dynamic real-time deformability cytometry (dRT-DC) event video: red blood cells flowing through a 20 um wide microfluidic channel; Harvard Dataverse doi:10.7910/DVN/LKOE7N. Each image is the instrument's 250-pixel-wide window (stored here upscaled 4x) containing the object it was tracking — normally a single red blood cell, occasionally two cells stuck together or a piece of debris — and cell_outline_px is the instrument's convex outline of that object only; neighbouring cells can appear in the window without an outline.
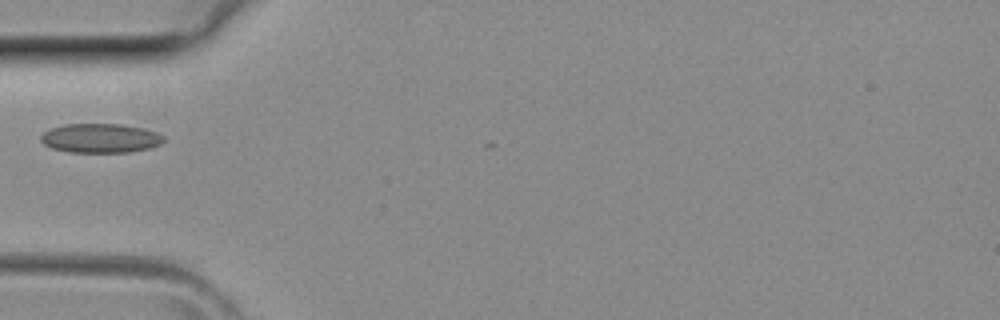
{"species": "common noctule bat (a hibernating species)", "species_latin": "Nyctalus noctula", "temperature_condition": "room temperature", "stored_images_in_passage": 2, "camera_frame_rate_fps": 3000, "um_per_image_px": 0.085, "animal": {"sex": "female", "body_mass_g": 29.2, "forearm_length_mm": 56.3}, "frame": {"image": 1, "passage_image": 1, "time_ms": 0.0, "image_size_px": [1000, 320], "cell_outline_px": [[164, 140], [160, 144], [148, 148], [128, 152], [68, 152], [52, 148], [44, 144], [40, 140], [40, 136], [44, 132], [52, 128], [64, 124], [120, 124], [144, 128], [156, 132], [164, 136]], "centroid_in_image_um": [8.52, 11.74], "position_along_channel_um": 76.5, "area_um2": 20.87}}